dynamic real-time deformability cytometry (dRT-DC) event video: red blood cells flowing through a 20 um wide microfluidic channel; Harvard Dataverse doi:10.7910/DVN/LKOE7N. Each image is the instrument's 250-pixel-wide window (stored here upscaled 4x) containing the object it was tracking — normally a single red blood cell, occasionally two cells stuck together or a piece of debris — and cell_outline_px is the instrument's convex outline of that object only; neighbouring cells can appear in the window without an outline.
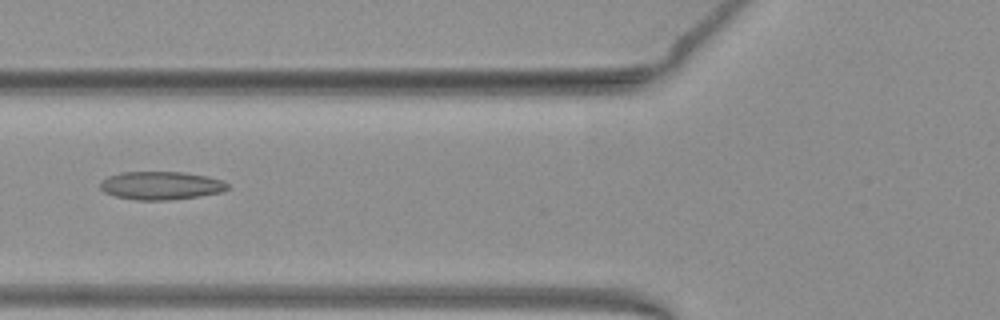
{"species": "common noctule bat (a hibernating species)", "species_latin": "Nyctalus noctula", "temperature_condition": "warm", "stored_images_in_passage": 47, "camera_frame_rate_fps": 3000, "um_per_image_px": 0.085, "animal": {"sex": "female", "body_mass_g": 19.3, "forearm_length_mm": 54.1}, "frame": {"image": 1, "passage_image": 15, "time_ms": 4.667, "image_size_px": [1000, 320], "cell_outline_px": [[228, 188], [224, 192], [168, 200], [136, 200], [116, 196], [104, 192], [100, 188], [100, 184], [108, 176], [120, 172], [184, 172], [208, 176], [220, 180], [228, 184]], "centroid_in_image_um": [13.68, 15.77], "position_along_channel_um": 112.1, "area_um2": 20.81}}
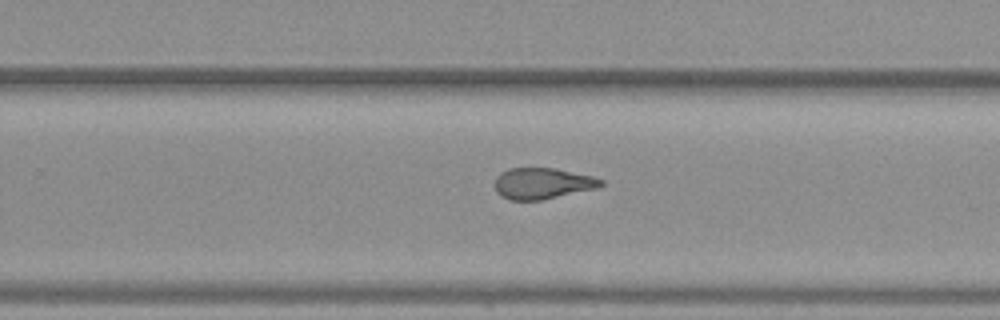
{"frame": {"image": 2, "passage_image": 28, "time_ms": 9.0, "image_size_px": [1000, 320], "cell_outline_px": [[604, 184], [596, 188], [544, 200], [512, 200], [500, 196], [496, 192], [496, 176], [500, 172], [508, 168], [552, 168], [592, 176], [604, 180]], "centroid_in_image_um": [46.09, 15.59], "position_along_channel_um": 283.7, "area_um2": 19.25}}
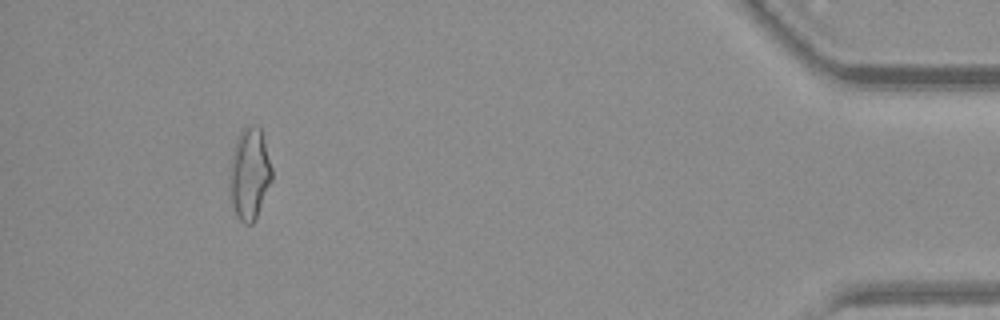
{"frame": {"image": 3, "passage_image": 43, "time_ms": 14.0, "image_size_px": [1000, 320], "cell_outline_px": [[272, 180], [256, 216], [252, 224], [244, 224], [236, 216], [232, 204], [228, 184], [228, 172], [232, 148], [244, 124], [256, 124], [260, 128], [264, 140], [272, 168]], "centroid_in_image_um": [21.17, 14.72], "position_along_channel_um": 414.0, "area_um2": 23.0}, "authors_computed_cell_mechanics": {"area_um2": 20.6346, "velocity_mm_per_s": 3.965, "shape_relaxation_time_tau1_ms": null, "shape_relaxation_time_tau2_ms": 2.5901, "deformation_change_tau1": null, "deformation_change_tau2": 0.1183}}